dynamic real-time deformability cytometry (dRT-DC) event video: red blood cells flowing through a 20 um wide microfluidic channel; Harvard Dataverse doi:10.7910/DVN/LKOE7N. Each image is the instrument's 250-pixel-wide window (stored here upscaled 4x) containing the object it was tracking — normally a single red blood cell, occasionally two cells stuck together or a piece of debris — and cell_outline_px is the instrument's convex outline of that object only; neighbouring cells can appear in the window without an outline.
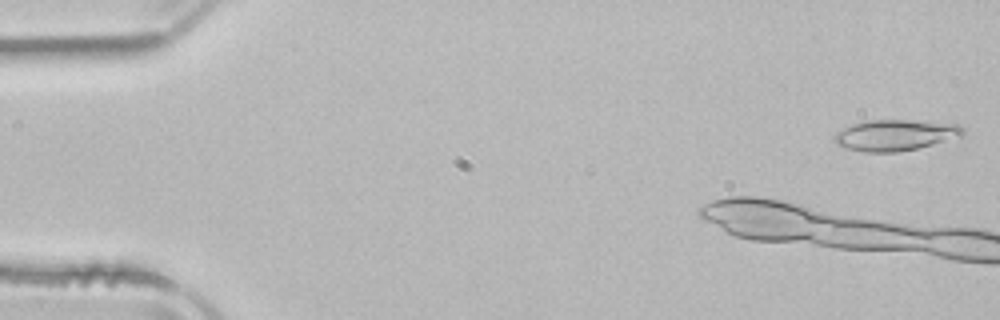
{"species": "common noctule bat (a hibernating species)", "species_latin": "Nyctalus noctula", "temperature_condition": "room temperature", "stored_images_in_passage": 10, "camera_frame_rate_fps": 3000, "um_per_image_px": 0.085, "animal": {"sex": "male", "body_mass_g": 21.5, "forearm_length_mm": 52.0}, "frame": {"image": 1, "passage_image": 1, "time_ms": 0.0, "image_size_px": [1000, 320], "cell_outline_px": [[964, 132], [960, 136], [920, 148], [900, 152], [864, 152], [844, 148], [836, 144], [832, 140], [832, 136], [836, 132], [852, 124], [868, 120], [912, 120], [960, 124], [964, 128]], "centroid_in_image_um": [76.06, 11.49], "position_along_channel_um": 8.9, "area_um2": 23.47}}